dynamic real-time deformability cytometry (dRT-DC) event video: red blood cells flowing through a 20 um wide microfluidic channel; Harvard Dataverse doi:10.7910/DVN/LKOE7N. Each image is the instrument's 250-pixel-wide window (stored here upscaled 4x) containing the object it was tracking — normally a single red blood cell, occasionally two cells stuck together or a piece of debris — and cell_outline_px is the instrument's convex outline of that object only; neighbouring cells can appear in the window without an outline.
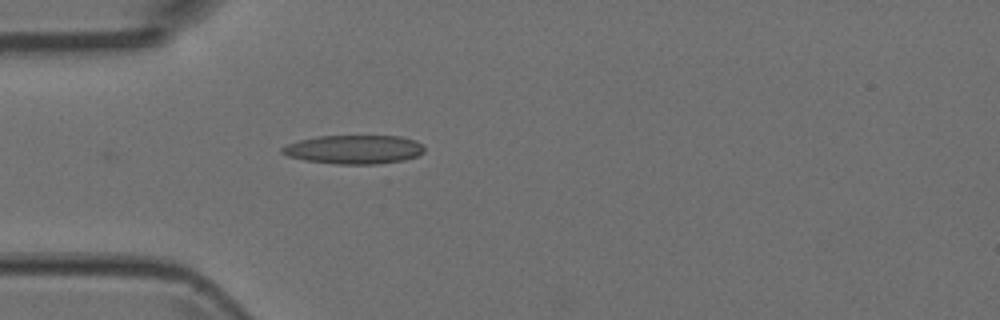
{"species": "Egyptian fruit bat (a non-hibernating species)", "species_latin": "Rousettus aegyptiacus", "temperature_condition": "room temperature", "stored_images_in_passage": 5, "camera_frame_rate_fps": 3000, "um_per_image_px": 0.085, "animal": {"sex": "female"}, "frame": {"image": 1, "passage_image": 5, "time_ms": 1.333, "image_size_px": [1000, 320], "cell_outline_px": [[424, 152], [416, 156], [404, 160], [376, 164], [336, 164], [304, 160], [288, 156], [280, 152], [280, 148], [288, 144], [300, 140], [316, 136], [400, 136], [416, 140], [424, 144]], "centroid_in_image_um": [30.11, 12.7], "position_along_channel_um": 54.9, "area_um2": 23.99}}